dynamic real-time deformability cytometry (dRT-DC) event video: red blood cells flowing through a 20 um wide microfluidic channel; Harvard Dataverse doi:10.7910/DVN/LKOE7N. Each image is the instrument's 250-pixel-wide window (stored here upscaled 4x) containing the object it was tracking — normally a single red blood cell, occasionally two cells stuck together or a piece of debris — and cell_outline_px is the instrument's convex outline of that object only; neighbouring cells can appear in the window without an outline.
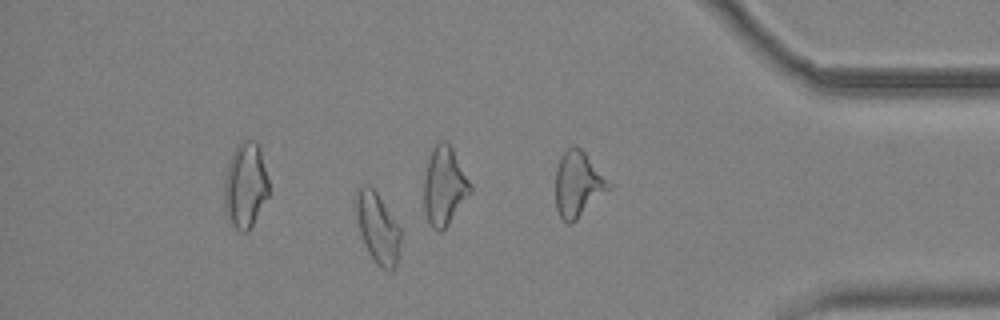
{"species": "common noctule bat (a hibernating species)", "species_latin": "Nyctalus noctula", "temperature_condition": "cold", "stored_images_in_passage": 58, "camera_frame_rate_fps": 3000, "um_per_image_px": 0.085, "animal": {"sex": "male", "body_mass_g": 19.2, "forearm_length_mm": 51.8}, "frame": {"image": 1, "passage_image": 50, "time_ms": 16.333, "image_size_px": [1000, 320], "cell_outline_px": [[400, 240], [396, 264], [392, 272], [376, 264], [368, 252], [360, 232], [352, 200], [360, 184], [368, 184], [376, 192], [400, 228]], "centroid_in_image_um": [32.04, 19.32], "position_along_channel_um": 403.2, "area_um2": 18.38}, "authors_computed_cell_mechanics": {"area_um2": 16.9643, "velocity_mm_per_s": 3.697, "shape_relaxation_time_tau1_ms": null, "shape_relaxation_time_tau2_ms": 8.012, "deformation_change_tau1": null, "deformation_change_tau2": 0.0989}}